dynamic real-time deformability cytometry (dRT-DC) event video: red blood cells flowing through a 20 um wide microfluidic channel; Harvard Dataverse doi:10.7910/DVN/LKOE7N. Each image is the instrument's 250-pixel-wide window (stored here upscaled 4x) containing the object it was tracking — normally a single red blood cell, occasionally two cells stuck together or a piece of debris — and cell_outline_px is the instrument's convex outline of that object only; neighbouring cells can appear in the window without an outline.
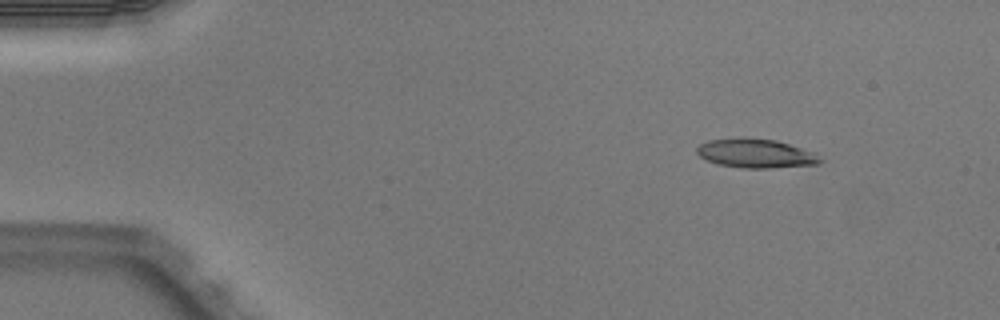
{"species": "Egyptian fruit bat (a non-hibernating species)", "species_latin": "Rousettus aegyptiacus", "temperature_condition": "warm", "stored_images_in_passage": 3, "camera_frame_rate_fps": 3000, "um_per_image_px": 0.085, "animal": {"sex": "male"}, "frame": {"image": 1, "passage_image": 1, "time_ms": 0.0, "image_size_px": [1000, 320], "cell_outline_px": [[824, 160], [820, 164], [768, 168], [744, 168], [720, 164], [708, 160], [700, 156], [696, 152], [696, 148], [700, 144], [708, 140], [740, 136], [776, 140], [816, 152]], "centroid_in_image_um": [64.28, 13.02], "position_along_channel_um": 20.7, "area_um2": 21.15}}